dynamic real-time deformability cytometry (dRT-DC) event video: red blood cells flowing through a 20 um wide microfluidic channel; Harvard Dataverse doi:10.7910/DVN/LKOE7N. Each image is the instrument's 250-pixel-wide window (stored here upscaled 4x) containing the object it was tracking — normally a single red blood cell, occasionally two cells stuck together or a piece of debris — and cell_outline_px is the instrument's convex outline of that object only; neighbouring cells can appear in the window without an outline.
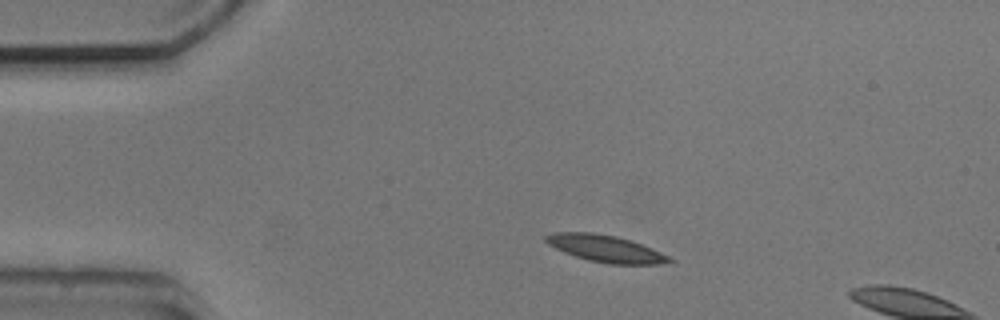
{"species": "common noctule bat (a hibernating species)", "species_latin": "Nyctalus noctula", "temperature_condition": "cold", "stored_images_in_passage": 2, "camera_frame_rate_fps": 3000, "um_per_image_px": 0.085, "animal": {"sex": "male", "body_mass_g": 20.5, "forearm_length_mm": 52.5}, "frame": {"image": 1, "passage_image": 1, "time_ms": 0.0, "image_size_px": [1000, 320], "cell_outline_px": [[676, 260], [660, 264], [608, 264], [588, 260], [564, 252], [548, 244], [544, 240], [544, 236], [552, 232], [592, 232], [616, 236], [632, 240], [652, 248]], "centroid_in_image_um": [51.47, 21.12], "position_along_channel_um": 33.5, "area_um2": 19.42}}